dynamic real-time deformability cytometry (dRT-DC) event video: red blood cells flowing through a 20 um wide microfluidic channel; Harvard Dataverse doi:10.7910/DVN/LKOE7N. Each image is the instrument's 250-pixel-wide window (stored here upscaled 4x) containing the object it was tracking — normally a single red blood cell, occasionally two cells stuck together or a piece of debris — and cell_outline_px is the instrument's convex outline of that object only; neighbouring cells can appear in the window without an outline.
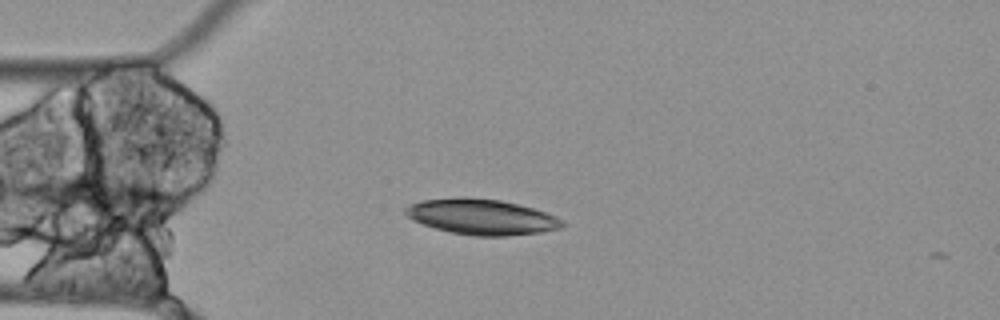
{"species": "Egyptian fruit bat (a non-hibernating species)", "species_latin": "Rousettus aegyptiacus", "temperature_condition": "cold", "stored_images_in_passage": 2, "camera_frame_rate_fps": 3000, "um_per_image_px": 0.085, "animal": {"sex": "female"}, "frame": {"image": 1, "passage_image": 1, "time_ms": 0.0, "image_size_px": [1000, 320], "cell_outline_px": [[568, 224], [560, 228], [540, 232], [508, 236], [472, 236], [452, 232], [436, 228], [412, 220], [404, 212], [404, 208], [408, 204], [424, 200], [460, 196], [464, 196], [500, 200], [532, 208], [556, 216], [564, 220]], "centroid_in_image_um": [40.94, 18.42], "position_along_channel_um": 44.1, "area_um2": 32.6}}